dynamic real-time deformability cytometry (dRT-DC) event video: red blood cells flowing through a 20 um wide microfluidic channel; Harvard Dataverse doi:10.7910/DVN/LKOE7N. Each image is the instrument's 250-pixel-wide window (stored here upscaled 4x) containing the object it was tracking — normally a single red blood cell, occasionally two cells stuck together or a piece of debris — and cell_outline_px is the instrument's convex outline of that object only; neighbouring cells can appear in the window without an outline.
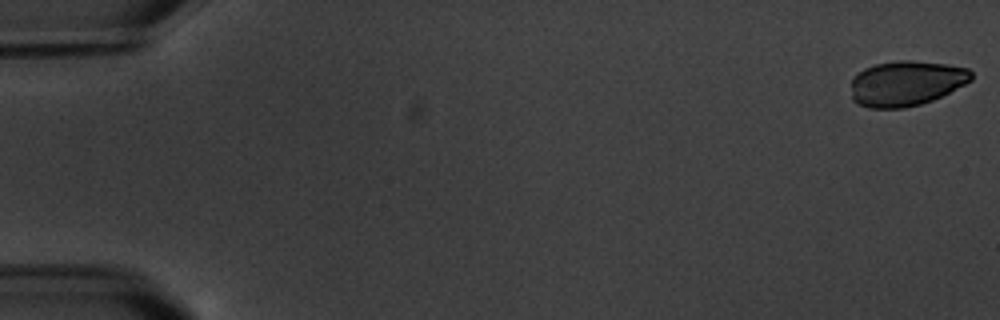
{"species": "common noctule bat (a hibernating species)", "species_latin": "Nyctalus noctula", "temperature_condition": "warm", "stored_images_in_passage": 7, "camera_frame_rate_fps": 3000, "um_per_image_px": 0.085, "animal": {"sex": "male", "body_mass_g": 20.1, "forearm_length_mm": 53.5}, "frame": {"image": 1, "passage_image": 1, "time_ms": 0.0, "image_size_px": [1000, 320], "cell_outline_px": [[972, 80], [932, 100], [920, 104], [904, 108], [868, 108], [852, 100], [852, 80], [864, 68], [876, 64], [900, 60], [908, 60], [944, 64], [968, 68], [972, 72]], "centroid_in_image_um": [77.01, 7.08], "position_along_channel_um": 8.0, "area_um2": 31.27}}